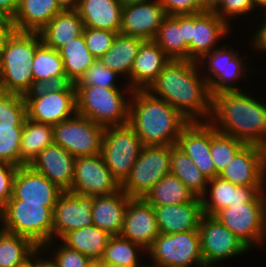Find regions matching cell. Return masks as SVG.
Wrapping results in <instances>:
<instances>
[{"instance_id": "27", "label": "cell", "mask_w": 266, "mask_h": 267, "mask_svg": "<svg viewBox=\"0 0 266 267\" xmlns=\"http://www.w3.org/2000/svg\"><path fill=\"white\" fill-rule=\"evenodd\" d=\"M129 199L121 189L108 195L93 196V225L111 236L120 235Z\"/></svg>"}, {"instance_id": "40", "label": "cell", "mask_w": 266, "mask_h": 267, "mask_svg": "<svg viewBox=\"0 0 266 267\" xmlns=\"http://www.w3.org/2000/svg\"><path fill=\"white\" fill-rule=\"evenodd\" d=\"M144 254L147 252L140 245L123 238L120 235L111 236L103 256L101 264H121L125 266H142ZM142 259V260H141Z\"/></svg>"}, {"instance_id": "1", "label": "cell", "mask_w": 266, "mask_h": 267, "mask_svg": "<svg viewBox=\"0 0 266 267\" xmlns=\"http://www.w3.org/2000/svg\"><path fill=\"white\" fill-rule=\"evenodd\" d=\"M186 119L209 121L212 96L196 61L170 60L147 89Z\"/></svg>"}, {"instance_id": "10", "label": "cell", "mask_w": 266, "mask_h": 267, "mask_svg": "<svg viewBox=\"0 0 266 267\" xmlns=\"http://www.w3.org/2000/svg\"><path fill=\"white\" fill-rule=\"evenodd\" d=\"M142 148L140 138L129 124L105 127L100 154L120 185L129 176Z\"/></svg>"}, {"instance_id": "13", "label": "cell", "mask_w": 266, "mask_h": 267, "mask_svg": "<svg viewBox=\"0 0 266 267\" xmlns=\"http://www.w3.org/2000/svg\"><path fill=\"white\" fill-rule=\"evenodd\" d=\"M104 129V126L76 113L53 125L54 143L75 158L95 156L101 153Z\"/></svg>"}, {"instance_id": "19", "label": "cell", "mask_w": 266, "mask_h": 267, "mask_svg": "<svg viewBox=\"0 0 266 267\" xmlns=\"http://www.w3.org/2000/svg\"><path fill=\"white\" fill-rule=\"evenodd\" d=\"M233 29L214 11L191 14V61L197 62L218 48Z\"/></svg>"}, {"instance_id": "17", "label": "cell", "mask_w": 266, "mask_h": 267, "mask_svg": "<svg viewBox=\"0 0 266 267\" xmlns=\"http://www.w3.org/2000/svg\"><path fill=\"white\" fill-rule=\"evenodd\" d=\"M93 196L63 192L53 209L52 240H60L69 231L93 225Z\"/></svg>"}, {"instance_id": "36", "label": "cell", "mask_w": 266, "mask_h": 267, "mask_svg": "<svg viewBox=\"0 0 266 267\" xmlns=\"http://www.w3.org/2000/svg\"><path fill=\"white\" fill-rule=\"evenodd\" d=\"M196 196L175 175H165L144 199L153 207L191 202Z\"/></svg>"}, {"instance_id": "7", "label": "cell", "mask_w": 266, "mask_h": 267, "mask_svg": "<svg viewBox=\"0 0 266 267\" xmlns=\"http://www.w3.org/2000/svg\"><path fill=\"white\" fill-rule=\"evenodd\" d=\"M55 205L56 203H24V200H9L3 207L4 230L26 237L42 248L52 241Z\"/></svg>"}, {"instance_id": "20", "label": "cell", "mask_w": 266, "mask_h": 267, "mask_svg": "<svg viewBox=\"0 0 266 267\" xmlns=\"http://www.w3.org/2000/svg\"><path fill=\"white\" fill-rule=\"evenodd\" d=\"M176 146L195 163L208 180L219 176L210 154L211 123L209 121L189 122L182 129Z\"/></svg>"}, {"instance_id": "51", "label": "cell", "mask_w": 266, "mask_h": 267, "mask_svg": "<svg viewBox=\"0 0 266 267\" xmlns=\"http://www.w3.org/2000/svg\"><path fill=\"white\" fill-rule=\"evenodd\" d=\"M15 31L13 19L0 17V53L6 47L7 41Z\"/></svg>"}, {"instance_id": "49", "label": "cell", "mask_w": 266, "mask_h": 267, "mask_svg": "<svg viewBox=\"0 0 266 267\" xmlns=\"http://www.w3.org/2000/svg\"><path fill=\"white\" fill-rule=\"evenodd\" d=\"M167 16L203 12L200 0H160Z\"/></svg>"}, {"instance_id": "5", "label": "cell", "mask_w": 266, "mask_h": 267, "mask_svg": "<svg viewBox=\"0 0 266 267\" xmlns=\"http://www.w3.org/2000/svg\"><path fill=\"white\" fill-rule=\"evenodd\" d=\"M75 87L78 114L104 127L128 124L131 88Z\"/></svg>"}, {"instance_id": "33", "label": "cell", "mask_w": 266, "mask_h": 267, "mask_svg": "<svg viewBox=\"0 0 266 267\" xmlns=\"http://www.w3.org/2000/svg\"><path fill=\"white\" fill-rule=\"evenodd\" d=\"M52 144H54L53 125L27 117L21 134L20 166L30 165L44 148Z\"/></svg>"}, {"instance_id": "14", "label": "cell", "mask_w": 266, "mask_h": 267, "mask_svg": "<svg viewBox=\"0 0 266 267\" xmlns=\"http://www.w3.org/2000/svg\"><path fill=\"white\" fill-rule=\"evenodd\" d=\"M198 233L204 263L223 266L220 262L252 251L214 216L201 217Z\"/></svg>"}, {"instance_id": "9", "label": "cell", "mask_w": 266, "mask_h": 267, "mask_svg": "<svg viewBox=\"0 0 266 267\" xmlns=\"http://www.w3.org/2000/svg\"><path fill=\"white\" fill-rule=\"evenodd\" d=\"M27 117L55 125L77 113L75 84L40 86L27 93Z\"/></svg>"}, {"instance_id": "58", "label": "cell", "mask_w": 266, "mask_h": 267, "mask_svg": "<svg viewBox=\"0 0 266 267\" xmlns=\"http://www.w3.org/2000/svg\"><path fill=\"white\" fill-rule=\"evenodd\" d=\"M118 1L122 5V7H125V6L132 5V4L147 2L150 0H118Z\"/></svg>"}, {"instance_id": "43", "label": "cell", "mask_w": 266, "mask_h": 267, "mask_svg": "<svg viewBox=\"0 0 266 267\" xmlns=\"http://www.w3.org/2000/svg\"><path fill=\"white\" fill-rule=\"evenodd\" d=\"M122 78L117 72L107 68L99 59L92 64L79 79L75 86H100L103 88H130L126 81L119 86V79ZM118 83V84H117Z\"/></svg>"}, {"instance_id": "6", "label": "cell", "mask_w": 266, "mask_h": 267, "mask_svg": "<svg viewBox=\"0 0 266 267\" xmlns=\"http://www.w3.org/2000/svg\"><path fill=\"white\" fill-rule=\"evenodd\" d=\"M247 55L248 53L246 56L241 55L239 50L230 47L226 42L225 45L211 50L197 61L211 96L224 91H243L238 82H243V79L247 80V73L249 75L250 72L255 73L251 69L254 65H251V62L248 63L249 56Z\"/></svg>"}, {"instance_id": "18", "label": "cell", "mask_w": 266, "mask_h": 267, "mask_svg": "<svg viewBox=\"0 0 266 267\" xmlns=\"http://www.w3.org/2000/svg\"><path fill=\"white\" fill-rule=\"evenodd\" d=\"M159 234L153 206L144 198H130L120 236L140 245L147 251Z\"/></svg>"}, {"instance_id": "37", "label": "cell", "mask_w": 266, "mask_h": 267, "mask_svg": "<svg viewBox=\"0 0 266 267\" xmlns=\"http://www.w3.org/2000/svg\"><path fill=\"white\" fill-rule=\"evenodd\" d=\"M171 60H188L182 34V15L166 16L153 39Z\"/></svg>"}, {"instance_id": "2", "label": "cell", "mask_w": 266, "mask_h": 267, "mask_svg": "<svg viewBox=\"0 0 266 267\" xmlns=\"http://www.w3.org/2000/svg\"><path fill=\"white\" fill-rule=\"evenodd\" d=\"M246 91L212 95L209 122L221 133L266 148V103Z\"/></svg>"}, {"instance_id": "23", "label": "cell", "mask_w": 266, "mask_h": 267, "mask_svg": "<svg viewBox=\"0 0 266 267\" xmlns=\"http://www.w3.org/2000/svg\"><path fill=\"white\" fill-rule=\"evenodd\" d=\"M63 192L30 165H23L18 167L14 176L13 196L9 200H24V203H57Z\"/></svg>"}, {"instance_id": "31", "label": "cell", "mask_w": 266, "mask_h": 267, "mask_svg": "<svg viewBox=\"0 0 266 267\" xmlns=\"http://www.w3.org/2000/svg\"><path fill=\"white\" fill-rule=\"evenodd\" d=\"M34 89L67 83L63 60L59 52L43 42L36 48L32 62Z\"/></svg>"}, {"instance_id": "11", "label": "cell", "mask_w": 266, "mask_h": 267, "mask_svg": "<svg viewBox=\"0 0 266 267\" xmlns=\"http://www.w3.org/2000/svg\"><path fill=\"white\" fill-rule=\"evenodd\" d=\"M146 252L152 259L146 262L157 267H196L204 263L198 230L160 233Z\"/></svg>"}, {"instance_id": "34", "label": "cell", "mask_w": 266, "mask_h": 267, "mask_svg": "<svg viewBox=\"0 0 266 267\" xmlns=\"http://www.w3.org/2000/svg\"><path fill=\"white\" fill-rule=\"evenodd\" d=\"M110 237L108 232L92 225L69 231L60 241L91 260H100Z\"/></svg>"}, {"instance_id": "63", "label": "cell", "mask_w": 266, "mask_h": 267, "mask_svg": "<svg viewBox=\"0 0 266 267\" xmlns=\"http://www.w3.org/2000/svg\"><path fill=\"white\" fill-rule=\"evenodd\" d=\"M196 267H222V266H219V265H216V264H207V263H203L199 266H196ZM224 267V266H223Z\"/></svg>"}, {"instance_id": "65", "label": "cell", "mask_w": 266, "mask_h": 267, "mask_svg": "<svg viewBox=\"0 0 266 267\" xmlns=\"http://www.w3.org/2000/svg\"><path fill=\"white\" fill-rule=\"evenodd\" d=\"M141 267H157V266H154V265H151V264H143Z\"/></svg>"}, {"instance_id": "12", "label": "cell", "mask_w": 266, "mask_h": 267, "mask_svg": "<svg viewBox=\"0 0 266 267\" xmlns=\"http://www.w3.org/2000/svg\"><path fill=\"white\" fill-rule=\"evenodd\" d=\"M171 145L143 146L121 190L130 198H144L165 175L170 174Z\"/></svg>"}, {"instance_id": "55", "label": "cell", "mask_w": 266, "mask_h": 267, "mask_svg": "<svg viewBox=\"0 0 266 267\" xmlns=\"http://www.w3.org/2000/svg\"><path fill=\"white\" fill-rule=\"evenodd\" d=\"M223 0H200L203 11H215Z\"/></svg>"}, {"instance_id": "32", "label": "cell", "mask_w": 266, "mask_h": 267, "mask_svg": "<svg viewBox=\"0 0 266 267\" xmlns=\"http://www.w3.org/2000/svg\"><path fill=\"white\" fill-rule=\"evenodd\" d=\"M144 40L118 33L113 45L99 60L109 69L120 74L130 87V71L139 47Z\"/></svg>"}, {"instance_id": "15", "label": "cell", "mask_w": 266, "mask_h": 267, "mask_svg": "<svg viewBox=\"0 0 266 267\" xmlns=\"http://www.w3.org/2000/svg\"><path fill=\"white\" fill-rule=\"evenodd\" d=\"M121 189L101 154L76 157L74 176L69 192L85 196L108 195Z\"/></svg>"}, {"instance_id": "35", "label": "cell", "mask_w": 266, "mask_h": 267, "mask_svg": "<svg viewBox=\"0 0 266 267\" xmlns=\"http://www.w3.org/2000/svg\"><path fill=\"white\" fill-rule=\"evenodd\" d=\"M58 52L63 60L67 83L76 84L85 71L97 61L87 49L83 33L70 40Z\"/></svg>"}, {"instance_id": "24", "label": "cell", "mask_w": 266, "mask_h": 267, "mask_svg": "<svg viewBox=\"0 0 266 267\" xmlns=\"http://www.w3.org/2000/svg\"><path fill=\"white\" fill-rule=\"evenodd\" d=\"M74 161V156L54 143L44 148L30 166L65 192L72 187Z\"/></svg>"}, {"instance_id": "4", "label": "cell", "mask_w": 266, "mask_h": 267, "mask_svg": "<svg viewBox=\"0 0 266 267\" xmlns=\"http://www.w3.org/2000/svg\"><path fill=\"white\" fill-rule=\"evenodd\" d=\"M42 43L39 32L15 31L1 56L0 91L25 96L34 89L32 62Z\"/></svg>"}, {"instance_id": "21", "label": "cell", "mask_w": 266, "mask_h": 267, "mask_svg": "<svg viewBox=\"0 0 266 267\" xmlns=\"http://www.w3.org/2000/svg\"><path fill=\"white\" fill-rule=\"evenodd\" d=\"M167 15L160 0L123 7L120 32L123 35L153 40Z\"/></svg>"}, {"instance_id": "28", "label": "cell", "mask_w": 266, "mask_h": 267, "mask_svg": "<svg viewBox=\"0 0 266 267\" xmlns=\"http://www.w3.org/2000/svg\"><path fill=\"white\" fill-rule=\"evenodd\" d=\"M122 9L118 0H79L76 11L84 27L119 33Z\"/></svg>"}, {"instance_id": "42", "label": "cell", "mask_w": 266, "mask_h": 267, "mask_svg": "<svg viewBox=\"0 0 266 267\" xmlns=\"http://www.w3.org/2000/svg\"><path fill=\"white\" fill-rule=\"evenodd\" d=\"M242 140L231 135L221 133L211 124V148L210 154L216 173H220L227 167L235 154L245 145Z\"/></svg>"}, {"instance_id": "45", "label": "cell", "mask_w": 266, "mask_h": 267, "mask_svg": "<svg viewBox=\"0 0 266 267\" xmlns=\"http://www.w3.org/2000/svg\"><path fill=\"white\" fill-rule=\"evenodd\" d=\"M214 12L230 27L233 26V19L237 22L240 17L241 19H244L242 17H245L246 15H248L247 18H249L250 15H260V13H262L255 7L252 0H223Z\"/></svg>"}, {"instance_id": "57", "label": "cell", "mask_w": 266, "mask_h": 267, "mask_svg": "<svg viewBox=\"0 0 266 267\" xmlns=\"http://www.w3.org/2000/svg\"><path fill=\"white\" fill-rule=\"evenodd\" d=\"M252 2L260 12H266V0H252Z\"/></svg>"}, {"instance_id": "61", "label": "cell", "mask_w": 266, "mask_h": 267, "mask_svg": "<svg viewBox=\"0 0 266 267\" xmlns=\"http://www.w3.org/2000/svg\"><path fill=\"white\" fill-rule=\"evenodd\" d=\"M4 230V215H3V207L0 205V232Z\"/></svg>"}, {"instance_id": "29", "label": "cell", "mask_w": 266, "mask_h": 267, "mask_svg": "<svg viewBox=\"0 0 266 267\" xmlns=\"http://www.w3.org/2000/svg\"><path fill=\"white\" fill-rule=\"evenodd\" d=\"M62 11L56 0H20L13 22L16 31L39 32Z\"/></svg>"}, {"instance_id": "30", "label": "cell", "mask_w": 266, "mask_h": 267, "mask_svg": "<svg viewBox=\"0 0 266 267\" xmlns=\"http://www.w3.org/2000/svg\"><path fill=\"white\" fill-rule=\"evenodd\" d=\"M83 21L76 10H63L39 31L42 42L52 49L59 50L70 40L83 32Z\"/></svg>"}, {"instance_id": "46", "label": "cell", "mask_w": 266, "mask_h": 267, "mask_svg": "<svg viewBox=\"0 0 266 267\" xmlns=\"http://www.w3.org/2000/svg\"><path fill=\"white\" fill-rule=\"evenodd\" d=\"M83 36L86 41L87 49L99 59L113 45L117 32L103 29L84 27Z\"/></svg>"}, {"instance_id": "64", "label": "cell", "mask_w": 266, "mask_h": 267, "mask_svg": "<svg viewBox=\"0 0 266 267\" xmlns=\"http://www.w3.org/2000/svg\"><path fill=\"white\" fill-rule=\"evenodd\" d=\"M1 74H2V66H1V56H0V83H1Z\"/></svg>"}, {"instance_id": "50", "label": "cell", "mask_w": 266, "mask_h": 267, "mask_svg": "<svg viewBox=\"0 0 266 267\" xmlns=\"http://www.w3.org/2000/svg\"><path fill=\"white\" fill-rule=\"evenodd\" d=\"M261 15L264 18L258 21L260 24L255 28V32L251 33L250 37L252 38L248 42H250L249 45L252 51H257L258 54L263 53L264 55V53L266 54V12H262Z\"/></svg>"}, {"instance_id": "47", "label": "cell", "mask_w": 266, "mask_h": 267, "mask_svg": "<svg viewBox=\"0 0 266 267\" xmlns=\"http://www.w3.org/2000/svg\"><path fill=\"white\" fill-rule=\"evenodd\" d=\"M23 127H14V131L0 132V161L20 166V143Z\"/></svg>"}, {"instance_id": "22", "label": "cell", "mask_w": 266, "mask_h": 267, "mask_svg": "<svg viewBox=\"0 0 266 267\" xmlns=\"http://www.w3.org/2000/svg\"><path fill=\"white\" fill-rule=\"evenodd\" d=\"M265 186H236L217 176L208 181L207 189L201 197L203 215L214 216L228 205L251 202Z\"/></svg>"}, {"instance_id": "53", "label": "cell", "mask_w": 266, "mask_h": 267, "mask_svg": "<svg viewBox=\"0 0 266 267\" xmlns=\"http://www.w3.org/2000/svg\"><path fill=\"white\" fill-rule=\"evenodd\" d=\"M35 267H58V264L44 249L38 248L35 251Z\"/></svg>"}, {"instance_id": "59", "label": "cell", "mask_w": 266, "mask_h": 267, "mask_svg": "<svg viewBox=\"0 0 266 267\" xmlns=\"http://www.w3.org/2000/svg\"><path fill=\"white\" fill-rule=\"evenodd\" d=\"M17 267H35V253L24 264L17 266Z\"/></svg>"}, {"instance_id": "8", "label": "cell", "mask_w": 266, "mask_h": 267, "mask_svg": "<svg viewBox=\"0 0 266 267\" xmlns=\"http://www.w3.org/2000/svg\"><path fill=\"white\" fill-rule=\"evenodd\" d=\"M214 217L234 233L251 250L262 248L266 242V198L260 192L251 202L228 207ZM259 246V247H258Z\"/></svg>"}, {"instance_id": "60", "label": "cell", "mask_w": 266, "mask_h": 267, "mask_svg": "<svg viewBox=\"0 0 266 267\" xmlns=\"http://www.w3.org/2000/svg\"><path fill=\"white\" fill-rule=\"evenodd\" d=\"M84 267H103L100 260H89Z\"/></svg>"}, {"instance_id": "41", "label": "cell", "mask_w": 266, "mask_h": 267, "mask_svg": "<svg viewBox=\"0 0 266 267\" xmlns=\"http://www.w3.org/2000/svg\"><path fill=\"white\" fill-rule=\"evenodd\" d=\"M26 118L25 97L0 91V132L14 131V127H23Z\"/></svg>"}, {"instance_id": "56", "label": "cell", "mask_w": 266, "mask_h": 267, "mask_svg": "<svg viewBox=\"0 0 266 267\" xmlns=\"http://www.w3.org/2000/svg\"><path fill=\"white\" fill-rule=\"evenodd\" d=\"M62 10H76L79 0H56Z\"/></svg>"}, {"instance_id": "26", "label": "cell", "mask_w": 266, "mask_h": 267, "mask_svg": "<svg viewBox=\"0 0 266 267\" xmlns=\"http://www.w3.org/2000/svg\"><path fill=\"white\" fill-rule=\"evenodd\" d=\"M160 233L175 234L198 230L203 216L201 198L195 197L191 202L153 207Z\"/></svg>"}, {"instance_id": "25", "label": "cell", "mask_w": 266, "mask_h": 267, "mask_svg": "<svg viewBox=\"0 0 266 267\" xmlns=\"http://www.w3.org/2000/svg\"><path fill=\"white\" fill-rule=\"evenodd\" d=\"M170 60L154 40H144L130 71V88L147 90Z\"/></svg>"}, {"instance_id": "48", "label": "cell", "mask_w": 266, "mask_h": 267, "mask_svg": "<svg viewBox=\"0 0 266 267\" xmlns=\"http://www.w3.org/2000/svg\"><path fill=\"white\" fill-rule=\"evenodd\" d=\"M17 166L0 161V205L2 207L13 196V180Z\"/></svg>"}, {"instance_id": "16", "label": "cell", "mask_w": 266, "mask_h": 267, "mask_svg": "<svg viewBox=\"0 0 266 267\" xmlns=\"http://www.w3.org/2000/svg\"><path fill=\"white\" fill-rule=\"evenodd\" d=\"M219 176L236 186H265L266 148L245 144Z\"/></svg>"}, {"instance_id": "52", "label": "cell", "mask_w": 266, "mask_h": 267, "mask_svg": "<svg viewBox=\"0 0 266 267\" xmlns=\"http://www.w3.org/2000/svg\"><path fill=\"white\" fill-rule=\"evenodd\" d=\"M20 0H0V17L13 19Z\"/></svg>"}, {"instance_id": "66", "label": "cell", "mask_w": 266, "mask_h": 267, "mask_svg": "<svg viewBox=\"0 0 266 267\" xmlns=\"http://www.w3.org/2000/svg\"><path fill=\"white\" fill-rule=\"evenodd\" d=\"M265 198H266V185H265V190H264Z\"/></svg>"}, {"instance_id": "62", "label": "cell", "mask_w": 266, "mask_h": 267, "mask_svg": "<svg viewBox=\"0 0 266 267\" xmlns=\"http://www.w3.org/2000/svg\"><path fill=\"white\" fill-rule=\"evenodd\" d=\"M103 267H141V266H125L121 264H102Z\"/></svg>"}, {"instance_id": "39", "label": "cell", "mask_w": 266, "mask_h": 267, "mask_svg": "<svg viewBox=\"0 0 266 267\" xmlns=\"http://www.w3.org/2000/svg\"><path fill=\"white\" fill-rule=\"evenodd\" d=\"M30 239L3 230L0 232V267H17L38 249Z\"/></svg>"}, {"instance_id": "3", "label": "cell", "mask_w": 266, "mask_h": 267, "mask_svg": "<svg viewBox=\"0 0 266 267\" xmlns=\"http://www.w3.org/2000/svg\"><path fill=\"white\" fill-rule=\"evenodd\" d=\"M189 122L169 103L149 91H133L128 124L143 146L176 145L182 129Z\"/></svg>"}, {"instance_id": "54", "label": "cell", "mask_w": 266, "mask_h": 267, "mask_svg": "<svg viewBox=\"0 0 266 267\" xmlns=\"http://www.w3.org/2000/svg\"><path fill=\"white\" fill-rule=\"evenodd\" d=\"M182 34L184 43L188 46V60L191 61V14L182 15Z\"/></svg>"}, {"instance_id": "38", "label": "cell", "mask_w": 266, "mask_h": 267, "mask_svg": "<svg viewBox=\"0 0 266 267\" xmlns=\"http://www.w3.org/2000/svg\"><path fill=\"white\" fill-rule=\"evenodd\" d=\"M170 163V173L177 176L196 197L201 198L207 189L209 180L176 145H171Z\"/></svg>"}, {"instance_id": "44", "label": "cell", "mask_w": 266, "mask_h": 267, "mask_svg": "<svg viewBox=\"0 0 266 267\" xmlns=\"http://www.w3.org/2000/svg\"><path fill=\"white\" fill-rule=\"evenodd\" d=\"M42 249L49 253L58 267H84L90 260L86 255L67 247L60 240H52Z\"/></svg>"}]
</instances>
